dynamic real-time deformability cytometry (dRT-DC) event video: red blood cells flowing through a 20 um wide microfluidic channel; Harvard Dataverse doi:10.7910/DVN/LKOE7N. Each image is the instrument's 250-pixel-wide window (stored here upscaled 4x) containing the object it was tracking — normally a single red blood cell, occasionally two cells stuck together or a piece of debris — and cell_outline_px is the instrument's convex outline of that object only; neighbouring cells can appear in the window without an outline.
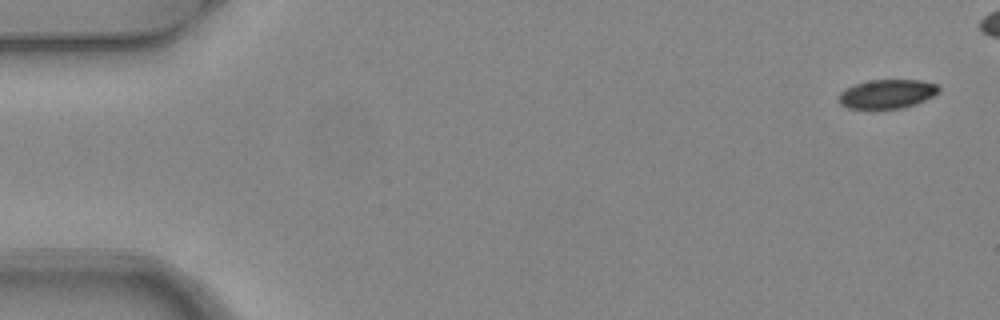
{"species": "common noctule bat (a hibernating species)", "species_latin": "Nyctalus noctula", "temperature_condition": "warm", "stored_images_in_passage": 5, "camera_frame_rate_fps": 3000, "um_per_image_px": 0.085, "animal": {"sex": "female", "body_mass_g": 24.6, "forearm_length_mm": 56.2}, "frame": {"image": 1, "passage_image": 1, "time_ms": 0.0, "image_size_px": [1000, 320], "cell_outline_px": [[940, 92], [916, 104], [904, 108], [872, 112], [848, 108], [840, 104], [840, 92], [844, 88], [868, 80], [920, 80], [936, 84], [940, 88]], "centroid_in_image_um": [75.37, 8.04], "position_along_channel_um": 9.6, "area_um2": 17.63}}
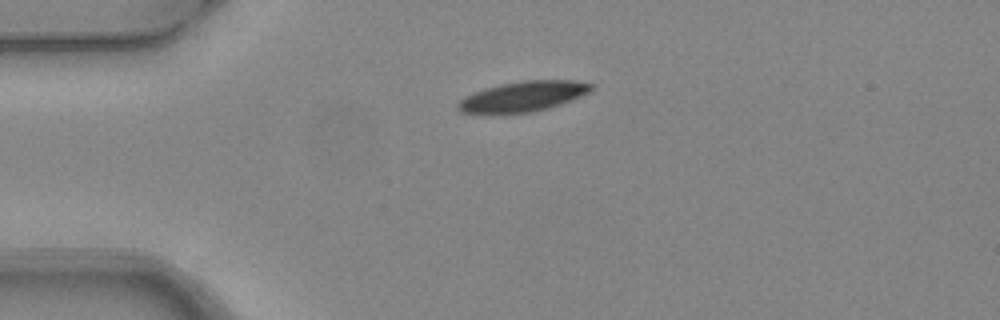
{"frame": {"image": 2, "passage_image": 5, "time_ms": 1.333, "image_size_px": [1000, 320], "cell_outline_px": [[596, 88], [592, 92], [572, 100], [548, 108], [532, 112], [460, 112], [456, 108], [456, 104], [464, 96], [484, 88], [500, 84], [524, 80], [572, 80], [596, 84]], "centroid_in_image_um": [44.54, 8.16], "position_along_channel_um": 40.5, "area_um2": 23.47}}